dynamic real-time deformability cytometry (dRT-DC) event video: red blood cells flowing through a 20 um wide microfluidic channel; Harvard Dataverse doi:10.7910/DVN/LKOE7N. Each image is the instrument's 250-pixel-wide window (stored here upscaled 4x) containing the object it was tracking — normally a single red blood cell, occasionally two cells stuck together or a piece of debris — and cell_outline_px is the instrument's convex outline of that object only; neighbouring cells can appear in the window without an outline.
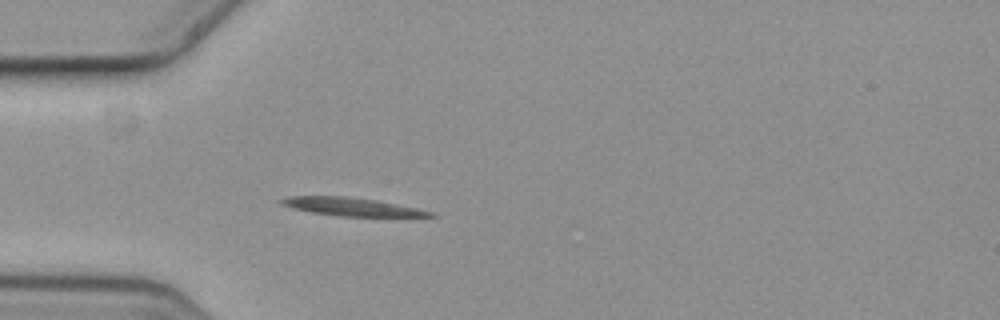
{"species": "common noctule bat (a hibernating species)", "species_latin": "Nyctalus noctula", "temperature_condition": "cold", "stored_images_in_passage": 3, "camera_frame_rate_fps": 3000, "um_per_image_px": 0.085, "animal": {"sex": "female", "body_mass_g": 19.3, "forearm_length_mm": 54.1}, "frame": {"image": 1, "passage_image": 3, "time_ms": 0.667, "image_size_px": [1000, 320], "cell_outline_px": [[436, 216], [340, 216], [312, 212], [292, 208], [280, 204], [276, 200], [288, 196], [344, 196], [376, 200], [436, 212]], "centroid_in_image_um": [29.83, 17.56], "position_along_channel_um": 55.2, "area_um2": 15.61}}